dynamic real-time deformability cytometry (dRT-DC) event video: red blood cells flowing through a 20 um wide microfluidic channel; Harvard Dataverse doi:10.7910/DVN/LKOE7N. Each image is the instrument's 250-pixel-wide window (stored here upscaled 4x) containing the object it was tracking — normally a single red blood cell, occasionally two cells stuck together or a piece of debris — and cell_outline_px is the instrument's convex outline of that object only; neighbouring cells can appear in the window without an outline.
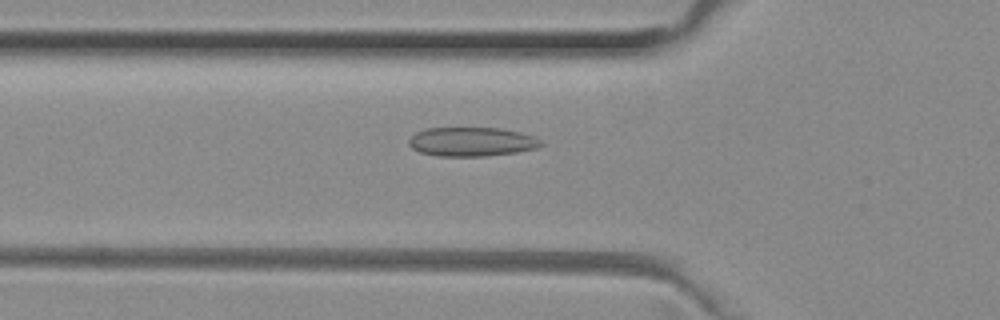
{"species": "common noctule bat (a hibernating species)", "species_latin": "Nyctalus noctula", "temperature_condition": "room temperature", "stored_images_in_passage": 43, "camera_frame_rate_fps": 3000, "um_per_image_px": 0.085, "animal": {"sex": "female", "body_mass_g": 29.2, "forearm_length_mm": 56.3}, "frame": {"image": 1, "passage_image": 9, "time_ms": 2.667, "image_size_px": [1000, 320], "cell_outline_px": [[544, 144], [536, 148], [516, 152], [484, 156], [436, 156], [420, 152], [412, 148], [408, 144], [408, 140], [416, 132], [428, 128], [500, 128], [520, 132], [532, 136], [540, 140]], "centroid_in_image_um": [40.07, 12.05], "position_along_channel_um": 85.7, "area_um2": 22.31}}
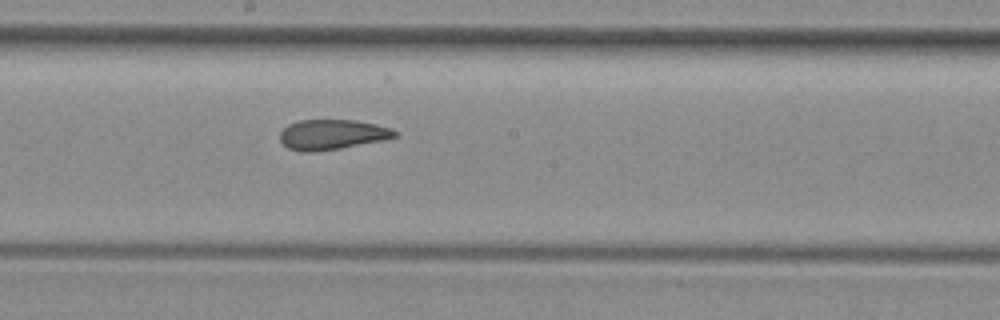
{"frame": {"image": 2, "passage_image": 19, "time_ms": 6.0, "image_size_px": [1000, 320], "cell_outline_px": [[400, 132], [396, 136], [384, 140], [340, 148], [316, 152], [300, 152], [288, 148], [280, 140], [280, 132], [288, 124], [300, 120], [356, 120], [376, 124], [392, 128]], "centroid_in_image_um": [28.24, 11.44], "position_along_channel_um": 220.0, "area_um2": 20.29}}
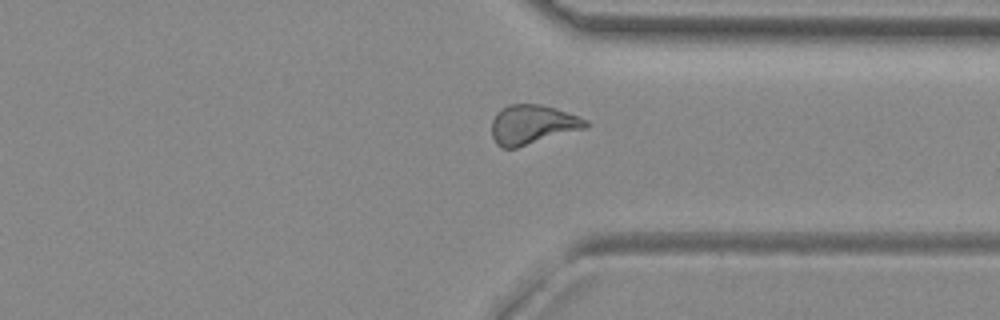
{"frame": {"image": 3, "passage_image": 30, "time_ms": 9.667, "image_size_px": [1000, 320], "cell_outline_px": [[588, 128], [516, 148], [500, 148], [496, 144], [492, 136], [492, 120], [496, 112], [508, 104], [540, 104], [556, 108], [580, 116], [588, 120]], "centroid_in_image_um": [45.27, 10.59], "position_along_channel_um": 366.1, "area_um2": 21.91}, "authors_computed_cell_mechanics": {"area_um2": 21.1548, "velocity_mm_per_s": 4.012, "shape_relaxation_time_tau1_ms": null, "shape_relaxation_time_tau2_ms": 1.7086, "deformation_change_tau1": null, "deformation_change_tau2": 0.0919}}